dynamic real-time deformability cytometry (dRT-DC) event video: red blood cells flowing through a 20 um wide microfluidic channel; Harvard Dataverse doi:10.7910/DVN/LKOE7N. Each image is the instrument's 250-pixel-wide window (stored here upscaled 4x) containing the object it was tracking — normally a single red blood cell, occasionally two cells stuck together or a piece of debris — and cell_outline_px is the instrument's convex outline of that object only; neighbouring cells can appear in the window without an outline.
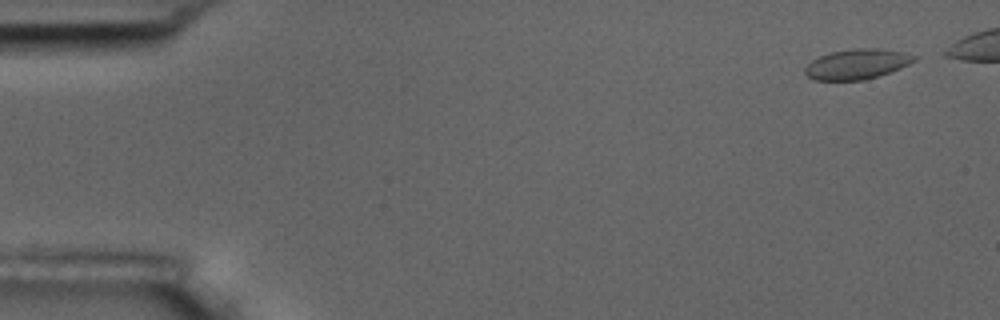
{"species": "common noctule bat (a hibernating species)", "species_latin": "Nyctalus noctula", "temperature_condition": "room temperature", "stored_images_in_passage": 6, "camera_frame_rate_fps": 3000, "um_per_image_px": 0.085, "animal": {"sex": "male", "body_mass_g": 17.5, "forearm_length_mm": 52.3}, "frame": {"image": 1, "passage_image": 1, "time_ms": 0.0, "image_size_px": [1000, 320], "cell_outline_px": [[920, 56], [916, 60], [900, 68], [864, 80], [812, 80], [804, 72], [804, 68], [812, 60], [820, 56], [832, 52], [856, 48], [876, 48], [900, 52]], "centroid_in_image_um": [72.83, 5.45], "position_along_channel_um": 12.2, "area_um2": 18.96}}